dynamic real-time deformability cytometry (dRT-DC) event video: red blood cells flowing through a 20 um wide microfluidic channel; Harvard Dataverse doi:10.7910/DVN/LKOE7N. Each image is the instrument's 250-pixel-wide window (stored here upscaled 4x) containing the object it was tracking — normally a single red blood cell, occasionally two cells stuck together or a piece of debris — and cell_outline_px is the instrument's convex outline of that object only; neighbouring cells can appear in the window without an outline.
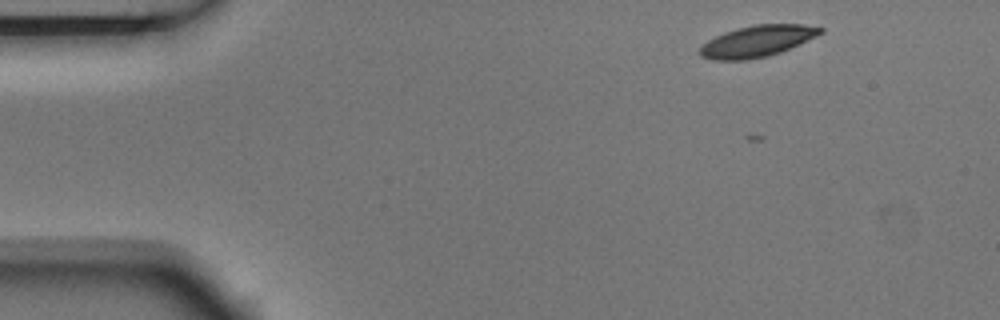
{"species": "Egyptian fruit bat (a non-hibernating species)", "species_latin": "Rousettus aegyptiacus", "temperature_condition": "room temperature", "stored_images_in_passage": 4, "camera_frame_rate_fps": 3000, "um_per_image_px": 0.085, "animal": {"sex": "male"}, "frame": {"image": 1, "passage_image": 4, "time_ms": 1.0, "image_size_px": [1000, 320], "cell_outline_px": [[824, 32], [816, 36], [780, 52], [768, 56], [744, 60], [712, 60], [700, 56], [696, 52], [708, 40], [724, 32], [736, 28], [752, 24], [804, 24], [824, 28]], "centroid_in_image_um": [64.33, 3.49], "position_along_channel_um": 20.7, "area_um2": 22.08}}